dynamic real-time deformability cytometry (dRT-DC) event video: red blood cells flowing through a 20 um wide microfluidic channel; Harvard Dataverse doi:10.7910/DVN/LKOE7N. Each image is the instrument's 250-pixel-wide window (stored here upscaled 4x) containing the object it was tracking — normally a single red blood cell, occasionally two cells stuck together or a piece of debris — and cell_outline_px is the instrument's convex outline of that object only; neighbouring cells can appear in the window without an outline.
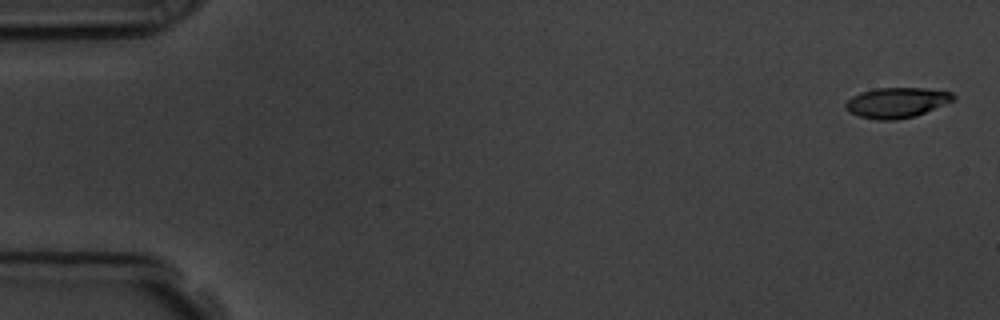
{"species": "common noctule bat (a hibernating species)", "species_latin": "Nyctalus noctula", "temperature_condition": "room temperature", "stored_images_in_passage": 5, "camera_frame_rate_fps": 3000, "um_per_image_px": 0.085, "animal": {"sex": "male", "body_mass_g": 19.5, "forearm_length_mm": 54.6}, "frame": {"image": 1, "passage_image": 1, "time_ms": 0.0, "image_size_px": [1000, 320], "cell_outline_px": [[956, 100], [916, 116], [896, 120], [876, 120], [860, 116], [848, 112], [844, 108], [844, 104], [852, 96], [860, 92], [876, 88], [924, 88], [952, 92], [956, 96]], "centroid_in_image_um": [76.23, 8.72], "position_along_channel_um": 8.8, "area_um2": 19.25}}
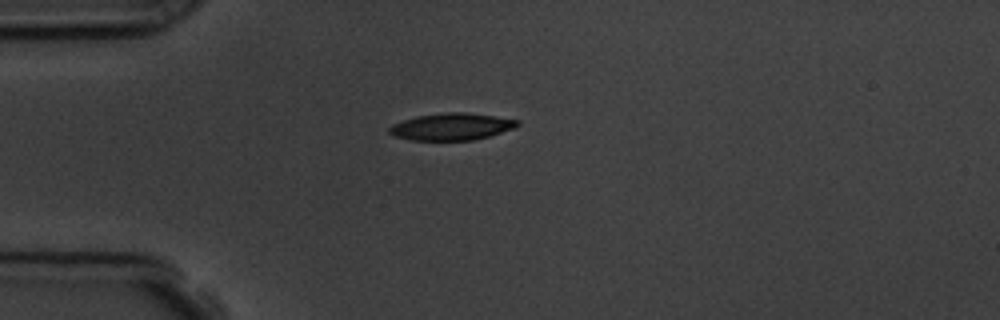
{"frame": {"image": 2, "passage_image": 5, "time_ms": 4.333, "image_size_px": [1000, 320], "cell_outline_px": [[520, 124], [516, 128], [488, 136], [472, 140], [408, 140], [392, 136], [388, 132], [388, 128], [392, 124], [416, 116], [444, 112], [464, 112], [520, 120]], "centroid_in_image_um": [38.35, 10.77], "position_along_channel_um": 46.6, "area_um2": 20.23}}